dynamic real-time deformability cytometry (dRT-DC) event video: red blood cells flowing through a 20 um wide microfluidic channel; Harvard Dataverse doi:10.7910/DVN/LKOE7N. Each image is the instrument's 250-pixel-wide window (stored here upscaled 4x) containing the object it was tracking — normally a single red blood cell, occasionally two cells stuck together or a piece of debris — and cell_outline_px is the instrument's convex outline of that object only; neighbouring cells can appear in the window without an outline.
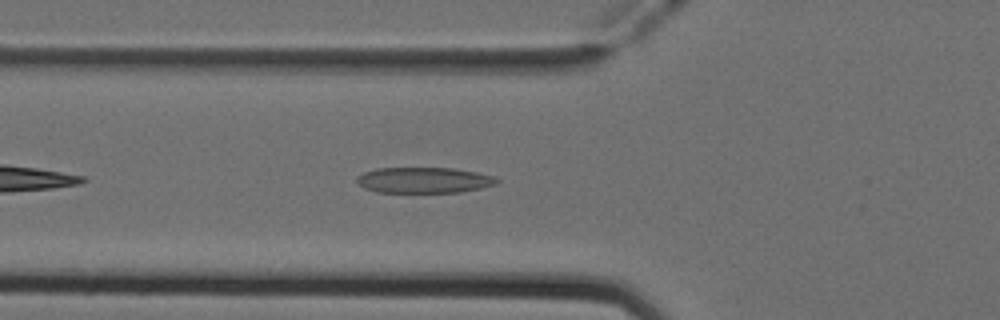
{"species": "Egyptian fruit bat (a non-hibernating species)", "species_latin": "Rousettus aegyptiacus", "temperature_condition": "cold", "stored_images_in_passage": 18, "camera_frame_rate_fps": 3000, "um_per_image_px": 0.085, "animal": {"sex": "female"}, "frame": {"image": 1, "passage_image": 5, "time_ms": 1.333, "image_size_px": [1000, 320], "cell_outline_px": [[500, 180], [496, 184], [480, 188], [460, 192], [376, 192], [364, 188], [356, 180], [356, 176], [364, 172], [376, 168], [452, 168], [476, 172], [492, 176]], "centroid_in_image_um": [36.01, 15.31], "position_along_channel_um": 89.8, "area_um2": 20.92}}
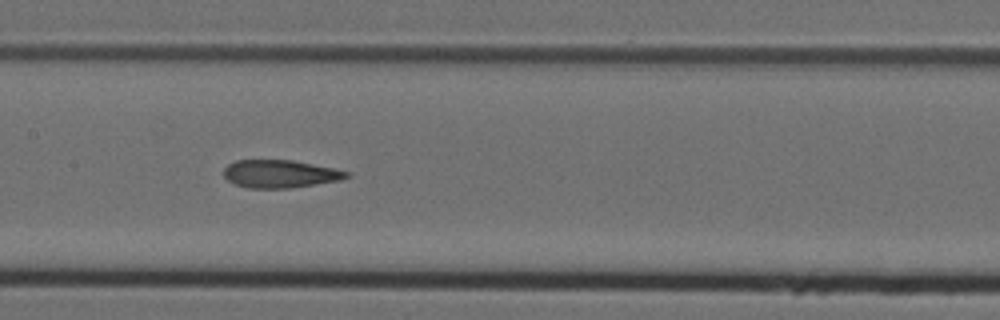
{"frame": {"image": 2, "passage_image": 12, "time_ms": 3.667, "image_size_px": [1000, 320], "cell_outline_px": [[352, 176], [340, 180], [292, 188], [248, 188], [236, 184], [228, 180], [224, 176], [224, 168], [228, 164], [236, 160], [292, 160], [352, 172]], "centroid_in_image_um": [23.83, 14.78], "position_along_channel_um": 183.6, "area_um2": 19.94}}
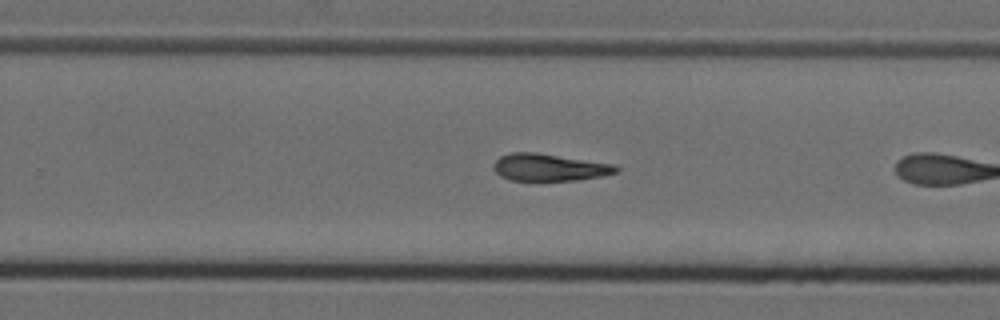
{"frame": {"image": 3, "passage_image": 17, "time_ms": 5.333, "image_size_px": [1000, 320], "cell_outline_px": [[620, 172], [604, 176], [576, 180], [540, 184], [508, 180], [500, 176], [492, 168], [492, 164], [500, 156], [512, 152], [536, 152], [612, 164], [620, 168]], "centroid_in_image_um": [46.65, 14.28], "position_along_channel_um": 283.2, "area_um2": 20.46}}